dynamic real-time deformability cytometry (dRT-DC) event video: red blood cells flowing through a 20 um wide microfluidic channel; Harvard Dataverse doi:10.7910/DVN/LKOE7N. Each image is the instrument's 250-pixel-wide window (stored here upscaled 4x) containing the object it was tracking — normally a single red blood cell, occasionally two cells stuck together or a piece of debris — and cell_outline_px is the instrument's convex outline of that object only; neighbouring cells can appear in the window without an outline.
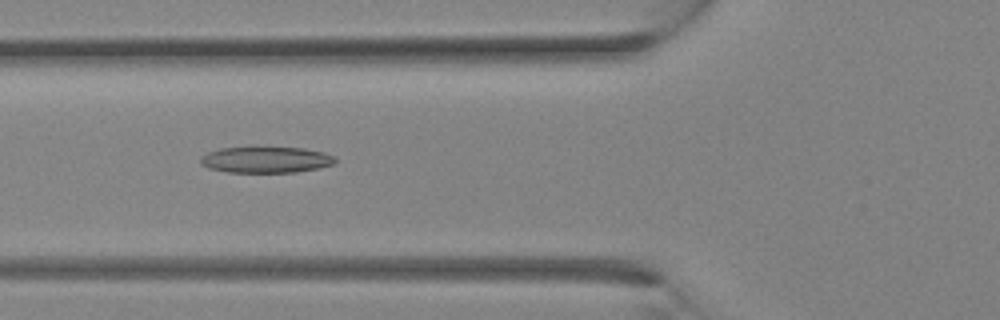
{"species": "Egyptian fruit bat (a non-hibernating species)", "species_latin": "Rousettus aegyptiacus", "temperature_condition": "room temperature", "stored_images_in_passage": 26, "camera_frame_rate_fps": 3000, "um_per_image_px": 0.085, "animal": {"sex": "female"}, "frame": {"image": 1, "passage_image": 6, "time_ms": 1.667, "image_size_px": [1000, 320], "cell_outline_px": [[336, 160], [332, 164], [320, 168], [296, 172], [228, 172], [208, 168], [200, 164], [200, 156], [208, 152], [220, 148], [252, 144], [256, 144], [304, 148], [324, 152], [332, 156]], "centroid_in_image_um": [22.54, 13.52], "position_along_channel_um": 103.3, "area_um2": 21.62}}
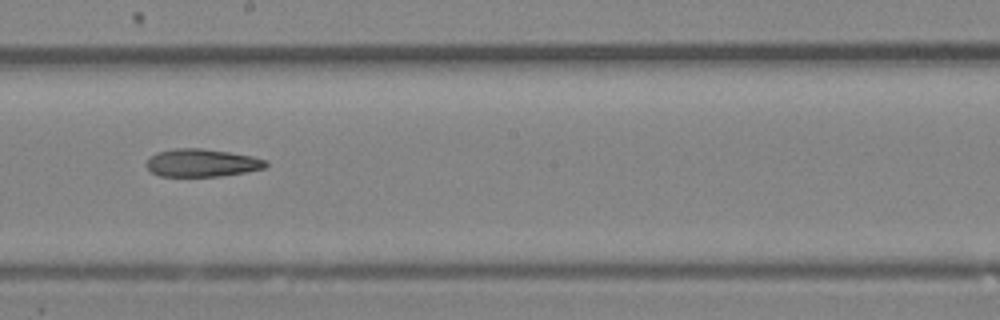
{"frame": {"image": 2, "passage_image": 12, "time_ms": 3.667, "image_size_px": [1000, 320], "cell_outline_px": [[268, 164], [264, 168], [244, 172], [220, 176], [160, 176], [152, 172], [144, 164], [156, 152], [176, 148], [200, 148], [228, 152], [252, 156], [268, 160]], "centroid_in_image_um": [17.16, 13.84], "position_along_channel_um": 231.0, "area_um2": 19.25}}
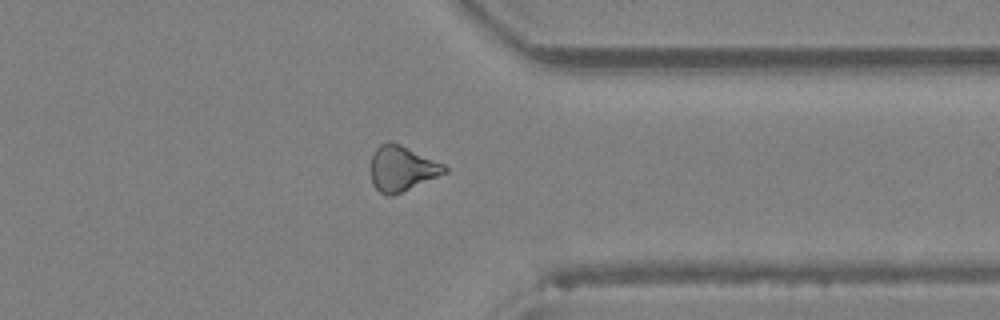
{"frame": {"image": 3, "passage_image": 19, "time_ms": 6.0, "image_size_px": [1000, 320], "cell_outline_px": [[448, 172], [392, 196], [384, 196], [372, 184], [368, 168], [372, 156], [376, 148], [380, 144], [388, 140], [392, 140], [444, 164], [448, 168]], "centroid_in_image_um": [34.11, 14.31], "position_along_channel_um": 377.3, "area_um2": 19.88}}